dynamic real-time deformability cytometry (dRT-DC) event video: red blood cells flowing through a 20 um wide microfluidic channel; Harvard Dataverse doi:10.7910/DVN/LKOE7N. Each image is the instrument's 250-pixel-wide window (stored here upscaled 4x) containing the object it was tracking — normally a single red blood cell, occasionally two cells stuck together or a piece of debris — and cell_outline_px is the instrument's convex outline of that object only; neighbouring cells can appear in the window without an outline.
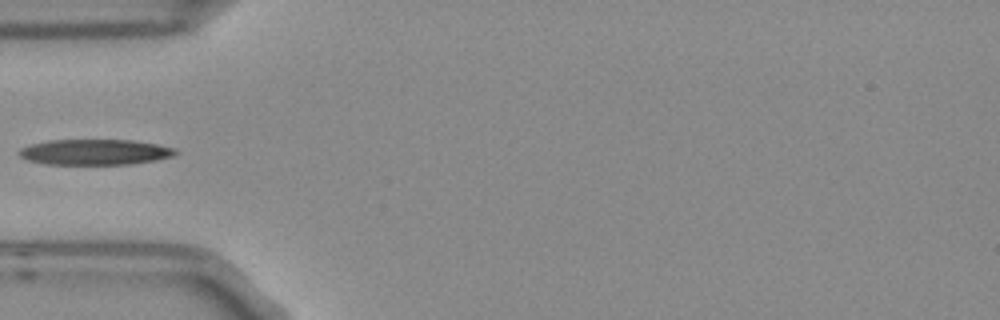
{"species": "Egyptian fruit bat (a non-hibernating species)", "species_latin": "Rousettus aegyptiacus", "temperature_condition": "room temperature", "stored_images_in_passage": 5, "camera_frame_rate_fps": 3000, "um_per_image_px": 0.085, "frame": {"image": 1, "passage_image": 5, "time_ms": 1.333, "image_size_px": [1000, 320], "cell_outline_px": [[180, 152], [172, 156], [156, 160], [132, 164], [44, 164], [28, 160], [20, 156], [16, 152], [20, 148], [28, 144], [48, 140], [132, 140], [156, 144], [176, 148]], "centroid_in_image_um": [8.05, 12.92], "position_along_channel_um": 77.0, "area_um2": 23.52}}